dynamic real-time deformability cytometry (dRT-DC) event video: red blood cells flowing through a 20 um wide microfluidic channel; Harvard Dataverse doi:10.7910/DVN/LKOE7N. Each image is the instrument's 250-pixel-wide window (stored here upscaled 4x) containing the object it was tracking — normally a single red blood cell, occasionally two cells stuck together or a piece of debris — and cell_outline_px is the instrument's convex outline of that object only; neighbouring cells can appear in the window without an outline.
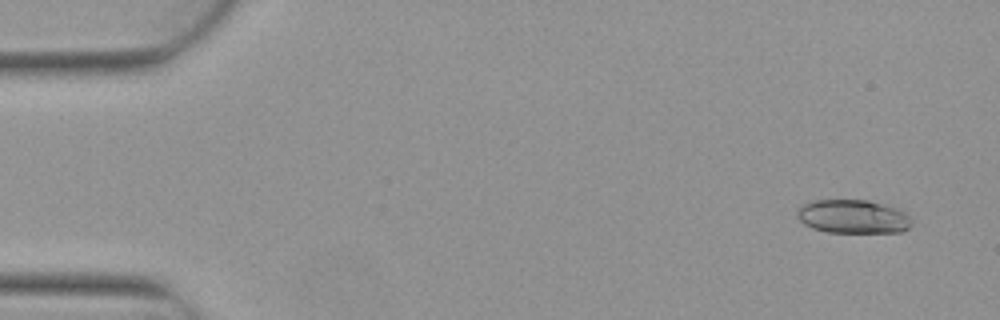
{"species": "Egyptian fruit bat (a non-hibernating species)", "species_latin": "Rousettus aegyptiacus", "temperature_condition": "warm", "stored_images_in_passage": 6, "camera_frame_rate_fps": 3000, "um_per_image_px": 0.085, "animal": {"sex": "female"}, "frame": {"image": 1, "passage_image": 1, "time_ms": 0.0, "image_size_px": [1000, 320], "cell_outline_px": [[912, 224], [908, 228], [900, 232], [828, 232], [812, 228], [804, 224], [796, 216], [796, 212], [800, 204], [812, 200], [868, 200], [904, 208], [912, 220]], "centroid_in_image_um": [72.53, 18.39], "position_along_channel_um": 12.5, "area_um2": 23.0}}
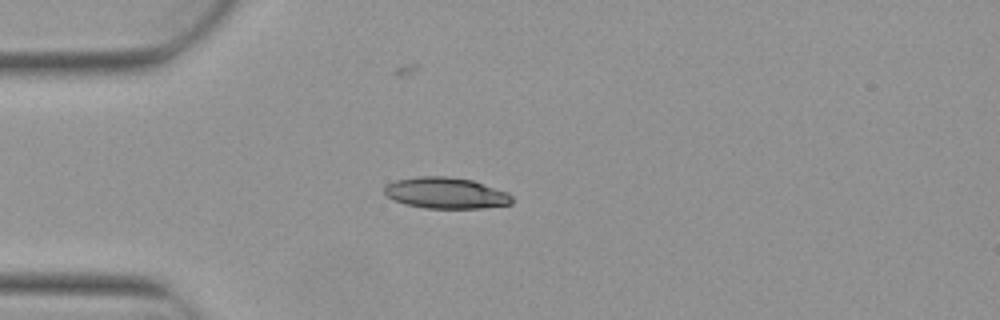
{"frame": {"image": 2, "passage_image": 4, "time_ms": 1.0, "image_size_px": [1000, 320], "cell_outline_px": [[512, 204], [484, 208], [424, 208], [404, 204], [388, 196], [384, 192], [384, 188], [388, 184], [396, 180], [416, 176], [448, 176], [472, 180], [508, 192], [512, 196]], "centroid_in_image_um": [37.92, 16.4], "position_along_channel_um": 47.1, "area_um2": 23.18}}